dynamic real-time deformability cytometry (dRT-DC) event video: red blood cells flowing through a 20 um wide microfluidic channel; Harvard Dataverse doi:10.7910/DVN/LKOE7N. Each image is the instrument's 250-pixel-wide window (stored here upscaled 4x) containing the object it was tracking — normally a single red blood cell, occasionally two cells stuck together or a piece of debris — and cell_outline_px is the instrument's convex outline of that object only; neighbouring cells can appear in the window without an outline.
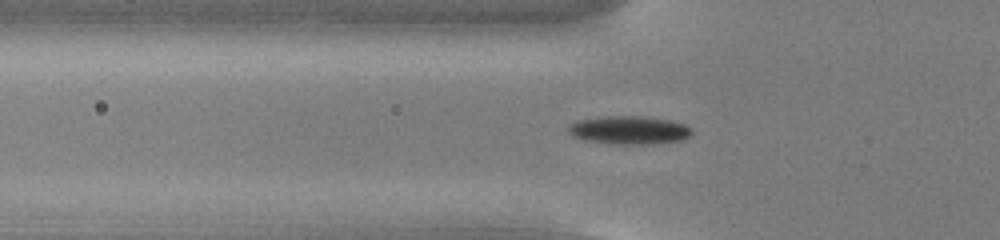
{"species": "common noctule bat (a hibernating species)", "species_latin": "Nyctalus noctula", "temperature_condition": "cold", "stored_images_in_passage": 56, "camera_frame_rate_fps": 3000, "um_per_image_px": 0.085, "animal": {"sex": "male", "body_mass_g": 13.0, "forearm_length_mm": 53.1}, "frame": {"image": 1, "passage_image": 20, "time_ms": 6.333, "image_size_px": [1000, 240], "cell_outline_px": [[692, 132], [684, 140], [644, 144], [616, 144], [584, 140], [572, 136], [568, 132], [568, 128], [572, 124], [580, 120], [600, 116], [640, 116], [672, 120], [684, 124], [692, 128]], "centroid_in_image_um": [53.49, 11.05], "position_along_channel_um": 72.3, "area_um2": 20.29}}
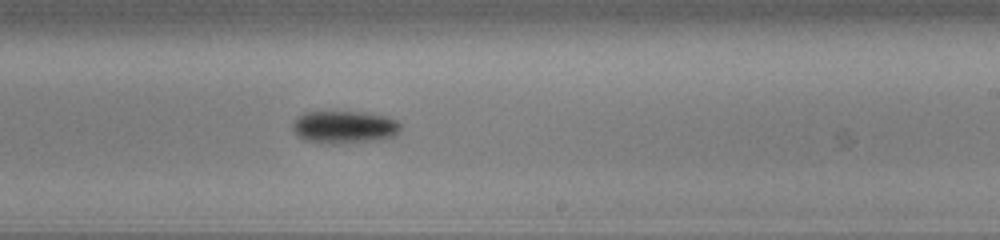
{"frame": {"image": 2, "passage_image": 35, "time_ms": 11.333, "image_size_px": [1000, 240], "cell_outline_px": [[400, 128], [392, 136], [376, 140], [332, 144], [304, 140], [292, 128], [292, 124], [304, 112], [364, 112], [384, 116], [396, 120], [400, 124]], "centroid_in_image_um": [29.25, 10.8], "position_along_channel_um": 259.7, "area_um2": 20.06}}
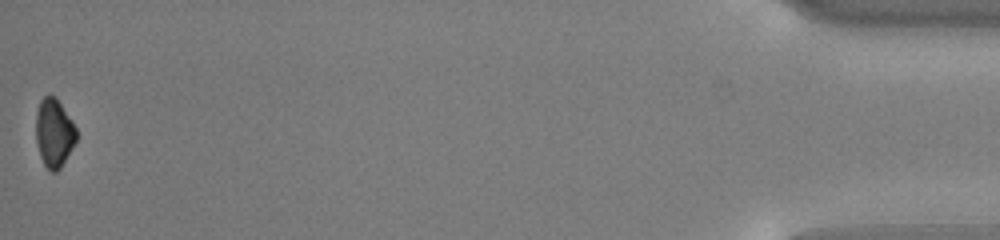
{"frame": {"image": 3, "passage_image": 56, "time_ms": 18.333, "image_size_px": [1000, 240], "cell_outline_px": [[76, 140], [60, 168], [56, 172], [52, 172], [44, 164], [40, 156], [36, 140], [36, 112], [40, 100], [44, 96], [56, 96], [72, 120], [76, 128]], "centroid_in_image_um": [4.58, 11.27], "position_along_channel_um": 430.6, "area_um2": 16.01}, "authors_computed_cell_mechanics": {"area_um2": 18.0047, "velocity_mm_per_s": 3.7589, "shape_relaxation_time_tau1_ms": 2.1049, "shape_relaxation_time_tau2_ms": null, "deformation_change_tau1": 0.0789, "deformation_change_tau2": null}}